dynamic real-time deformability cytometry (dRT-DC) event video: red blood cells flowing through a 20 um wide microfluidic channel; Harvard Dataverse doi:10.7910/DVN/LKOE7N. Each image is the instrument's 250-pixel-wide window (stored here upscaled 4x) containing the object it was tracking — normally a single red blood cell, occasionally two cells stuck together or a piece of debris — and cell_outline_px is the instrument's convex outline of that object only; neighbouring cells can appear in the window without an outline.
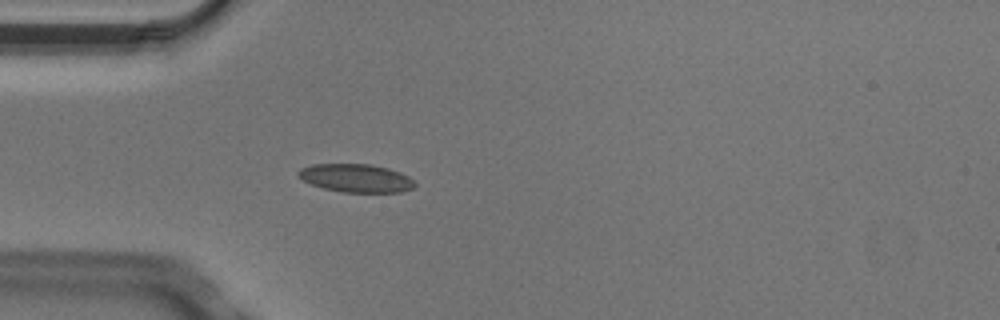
{"species": "Egyptian fruit bat (a non-hibernating species)", "species_latin": "Rousettus aegyptiacus", "temperature_condition": "cold", "stored_images_in_passage": 5, "camera_frame_rate_fps": 3000, "um_per_image_px": 0.085, "animal": {"sex": "male"}, "frame": {"image": 1, "passage_image": 5, "time_ms": 1.333, "image_size_px": [1000, 320], "cell_outline_px": [[416, 184], [412, 188], [400, 192], [344, 192], [324, 188], [312, 184], [304, 180], [296, 172], [300, 168], [312, 164], [372, 164], [388, 168], [400, 172], [408, 176]], "centroid_in_image_um": [30.27, 15.13], "position_along_channel_um": 54.7, "area_um2": 19.02}}